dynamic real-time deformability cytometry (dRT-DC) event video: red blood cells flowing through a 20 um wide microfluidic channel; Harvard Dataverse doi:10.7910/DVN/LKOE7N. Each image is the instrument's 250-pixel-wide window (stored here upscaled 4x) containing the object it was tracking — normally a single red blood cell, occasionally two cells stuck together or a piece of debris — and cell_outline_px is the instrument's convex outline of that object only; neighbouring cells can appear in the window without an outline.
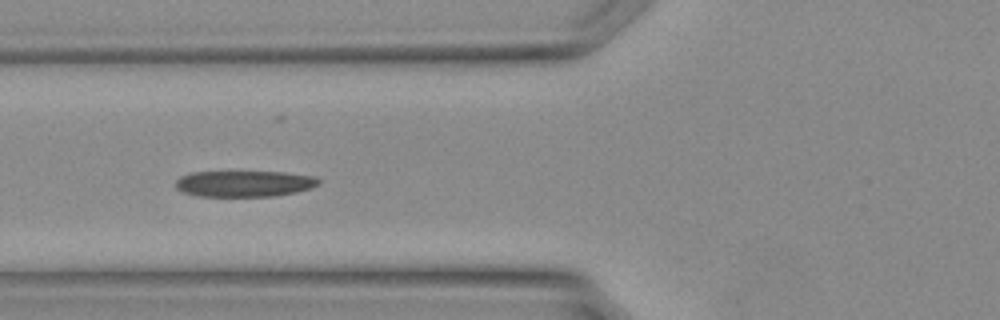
{"species": "Egyptian fruit bat (a non-hibernating species)", "species_latin": "Rousettus aegyptiacus", "temperature_condition": "warm", "stored_images_in_passage": 28, "camera_frame_rate_fps": 3000, "um_per_image_px": 0.085, "animal": {"sex": "female"}, "frame": {"image": 1, "passage_image": 9, "time_ms": 2.667, "image_size_px": [1000, 320], "cell_outline_px": [[320, 184], [312, 188], [296, 192], [272, 196], [200, 196], [184, 192], [176, 188], [176, 180], [180, 176], [188, 172], [284, 172], [316, 176], [320, 180]], "centroid_in_image_um": [20.79, 15.6], "position_along_channel_um": 105.0, "area_um2": 21.85}}